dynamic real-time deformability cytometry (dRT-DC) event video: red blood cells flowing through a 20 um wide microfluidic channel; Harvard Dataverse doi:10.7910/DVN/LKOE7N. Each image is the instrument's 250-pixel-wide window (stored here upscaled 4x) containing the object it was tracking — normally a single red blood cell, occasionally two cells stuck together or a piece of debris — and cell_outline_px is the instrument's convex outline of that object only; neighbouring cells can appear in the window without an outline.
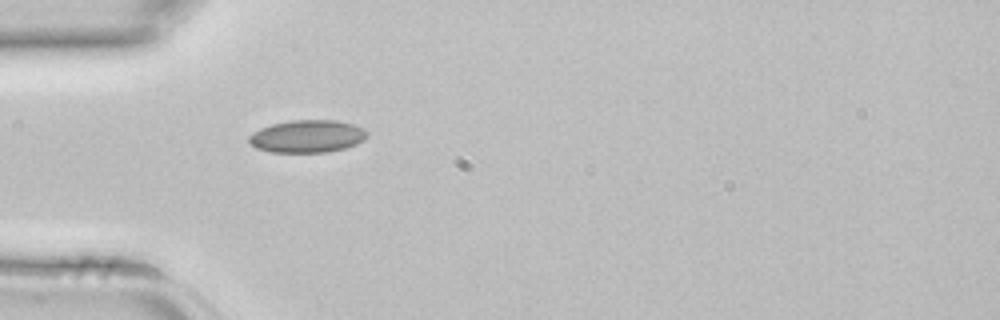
{"species": "common noctule bat (a hibernating species)", "species_latin": "Nyctalus noctula", "temperature_condition": "room temperature", "stored_images_in_passage": 2, "camera_frame_rate_fps": 3000, "um_per_image_px": 0.085, "animal": {"sex": "female", "body_mass_g": 22.7, "forearm_length_mm": 54.2}, "frame": {"image": 1, "passage_image": 2, "time_ms": 0.333, "image_size_px": [1000, 320], "cell_outline_px": [[368, 136], [364, 140], [356, 144], [344, 148], [328, 152], [272, 152], [256, 148], [248, 140], [248, 136], [252, 132], [260, 128], [272, 124], [292, 120], [336, 120], [352, 124], [364, 128], [368, 132]], "centroid_in_image_um": [26.13, 11.58], "position_along_channel_um": 58.9, "area_um2": 22.48}}